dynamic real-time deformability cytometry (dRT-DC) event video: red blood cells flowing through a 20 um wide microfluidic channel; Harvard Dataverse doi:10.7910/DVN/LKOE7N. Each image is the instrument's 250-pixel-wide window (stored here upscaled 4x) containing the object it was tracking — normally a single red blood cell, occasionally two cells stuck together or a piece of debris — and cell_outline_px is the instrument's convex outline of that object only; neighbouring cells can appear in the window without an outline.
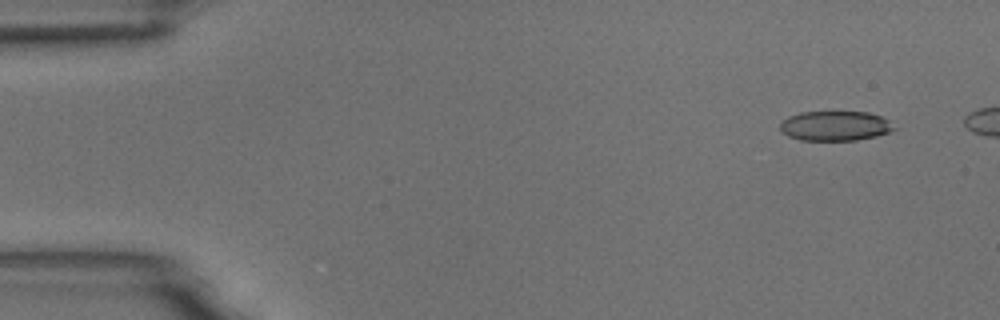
{"species": "common noctule bat (a hibernating species)", "species_latin": "Nyctalus noctula", "temperature_condition": "room temperature", "stored_images_in_passage": 46, "camera_frame_rate_fps": 3000, "um_per_image_px": 0.085, "animal": {"sex": "male", "body_mass_g": 18.8}, "frame": {"image": 1, "passage_image": 1, "time_ms": 0.0, "image_size_px": [1000, 320], "cell_outline_px": [[896, 128], [888, 132], [876, 136], [856, 140], [800, 140], [788, 136], [780, 128], [780, 120], [788, 116], [800, 112], [868, 112], [880, 116], [888, 120]], "centroid_in_image_um": [70.95, 10.69], "position_along_channel_um": 14.0, "area_um2": 19.71}}
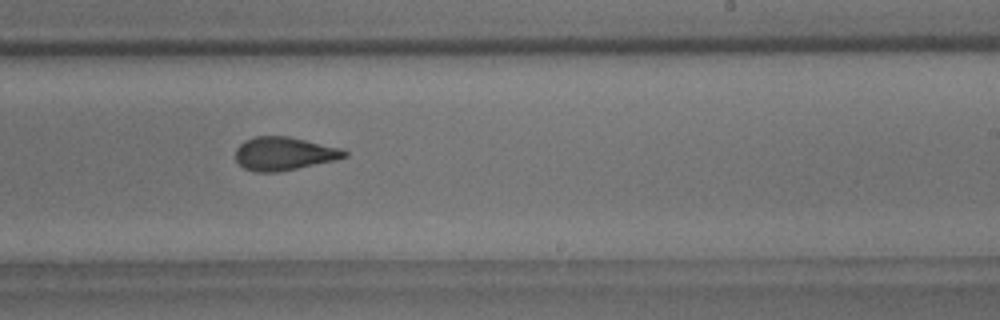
{"frame": {"image": 2, "passage_image": 30, "time_ms": 9.667, "image_size_px": [1000, 320], "cell_outline_px": [[348, 156], [336, 160], [280, 172], [252, 172], [244, 168], [236, 160], [236, 148], [244, 140], [256, 136], [288, 136], [340, 148], [348, 152]], "centroid_in_image_um": [24.13, 13.07], "position_along_channel_um": 264.9, "area_um2": 21.21}}
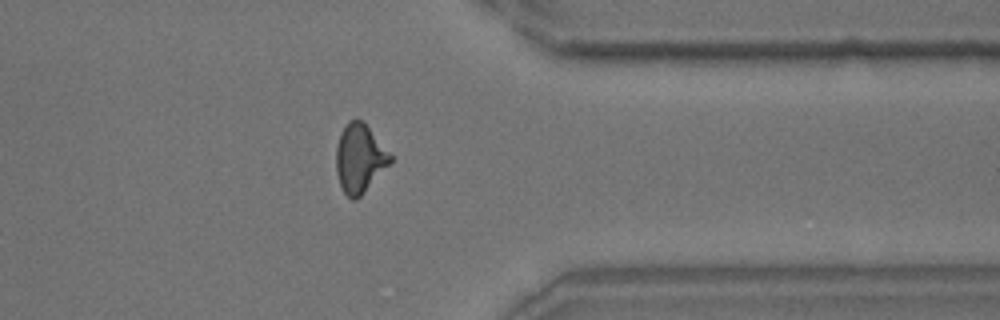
{"frame": {"image": 3, "passage_image": 40, "time_ms": 13.0, "image_size_px": [1000, 320], "cell_outline_px": [[392, 160], [364, 192], [356, 200], [352, 200], [344, 192], [340, 184], [336, 172], [336, 148], [340, 132], [344, 124], [348, 120], [356, 116], [368, 128], [392, 156]], "centroid_in_image_um": [30.52, 13.44], "position_along_channel_um": 380.9, "area_um2": 21.33}, "authors_computed_cell_mechanics": {"area_um2": 21.386, "velocity_mm_per_s": 3.7352, "shape_relaxation_time_tau1_ms": 5.2845, "shape_relaxation_time_tau2_ms": 1.3231, "deformation_change_tau1": 0.157, "deformation_change_tau2": 0.0818}}